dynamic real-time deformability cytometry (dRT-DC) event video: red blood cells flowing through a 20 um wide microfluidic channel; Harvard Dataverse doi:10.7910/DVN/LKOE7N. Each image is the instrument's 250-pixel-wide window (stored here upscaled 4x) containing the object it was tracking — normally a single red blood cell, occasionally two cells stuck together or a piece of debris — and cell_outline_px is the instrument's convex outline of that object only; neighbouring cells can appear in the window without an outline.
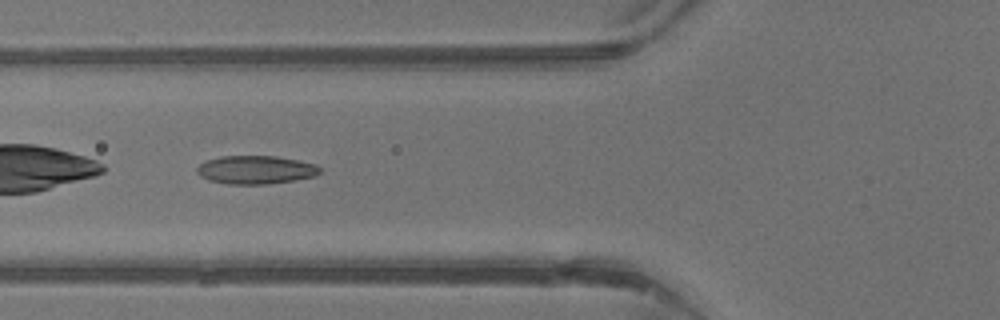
{"species": "common noctule bat (a hibernating species)", "species_latin": "Nyctalus noctula", "temperature_condition": "warm", "stored_images_in_passage": 27, "camera_frame_rate_fps": 3000, "um_per_image_px": 0.085, "animal": {"sex": "male", "body_mass_g": 13.3}, "frame": {"image": 1, "passage_image": 3, "time_ms": 0.667, "image_size_px": [1000, 320], "cell_outline_px": [[324, 172], [316, 176], [296, 180], [268, 184], [228, 184], [208, 180], [200, 176], [196, 172], [196, 168], [200, 164], [208, 160], [220, 156], [276, 156], [316, 164]], "centroid_in_image_um": [21.76, 14.44], "position_along_channel_um": 104.0, "area_um2": 20.46}}
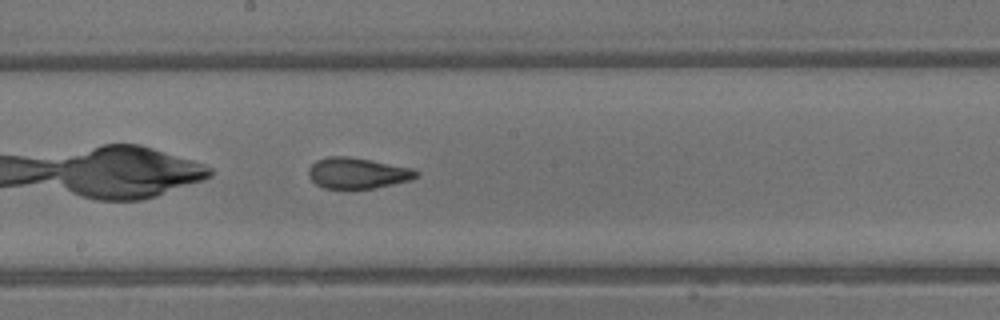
{"frame": {"image": 2, "passage_image": 10, "time_ms": 3.0, "image_size_px": [1000, 320], "cell_outline_px": [[420, 172], [412, 180], [376, 188], [324, 188], [316, 184], [308, 176], [308, 168], [316, 160], [328, 156], [348, 156], [372, 160], [412, 168]], "centroid_in_image_um": [30.39, 14.71], "position_along_channel_um": 217.8, "area_um2": 19.48}}
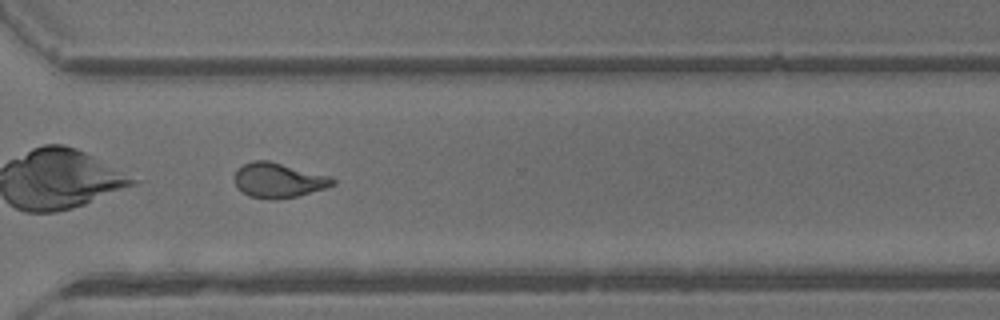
{"frame": {"image": 3, "passage_image": 18, "time_ms": 5.667, "image_size_px": [1000, 320], "cell_outline_px": [[336, 184], [324, 188], [296, 196], [276, 200], [268, 200], [248, 196], [236, 188], [232, 176], [244, 164], [252, 160], [268, 160], [332, 176], [336, 180]], "centroid_in_image_um": [23.64, 15.33], "position_along_channel_um": 347.0, "area_um2": 20.23}, "authors_computed_cell_mechanics": {"area_um2": 19.7676, "velocity_mm_per_s": 4.8654, "shape_relaxation_time_tau1_ms": 8.4318, "shape_relaxation_time_tau2_ms": 0.877, "deformation_change_tau1": 0.2606, "deformation_change_tau2": 0.0769}}